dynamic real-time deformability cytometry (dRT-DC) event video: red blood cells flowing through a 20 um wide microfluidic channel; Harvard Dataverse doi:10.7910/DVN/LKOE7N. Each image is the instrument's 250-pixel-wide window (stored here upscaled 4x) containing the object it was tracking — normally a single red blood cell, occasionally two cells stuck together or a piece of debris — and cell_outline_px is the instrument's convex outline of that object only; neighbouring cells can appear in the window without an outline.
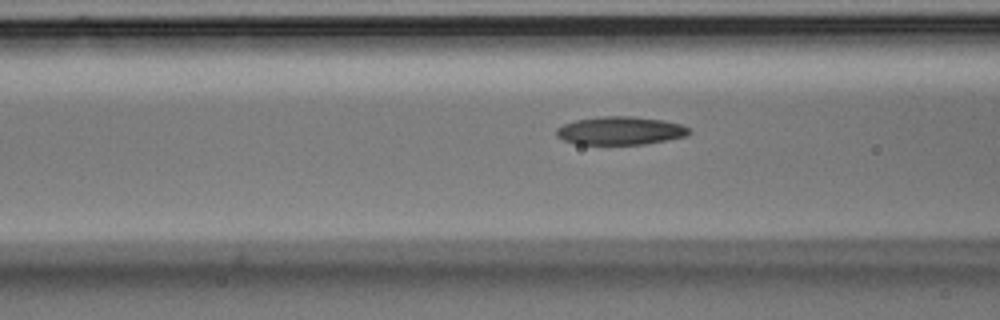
{"species": "Egyptian fruit bat (a non-hibernating species)", "species_latin": "Rousettus aegyptiacus", "temperature_condition": "room temperature", "stored_images_in_passage": 7, "segment_of_instrument_passage": [2, 2], "camera_frame_rate_fps": 3000, "um_per_image_px": 0.085, "animal": {"sex": "male"}, "frame": {"image": 1, "passage_image": 7, "time_ms": 2.0, "image_size_px": [1000, 320], "cell_outline_px": [[692, 132], [688, 136], [668, 140], [644, 144], [576, 144], [564, 140], [556, 136], [556, 128], [564, 124], [576, 120], [604, 116], [632, 116], [664, 120], [680, 124], [688, 128]], "centroid_in_image_um": [52.75, 11.11], "position_along_channel_um": 113.9, "area_um2": 21.85}}